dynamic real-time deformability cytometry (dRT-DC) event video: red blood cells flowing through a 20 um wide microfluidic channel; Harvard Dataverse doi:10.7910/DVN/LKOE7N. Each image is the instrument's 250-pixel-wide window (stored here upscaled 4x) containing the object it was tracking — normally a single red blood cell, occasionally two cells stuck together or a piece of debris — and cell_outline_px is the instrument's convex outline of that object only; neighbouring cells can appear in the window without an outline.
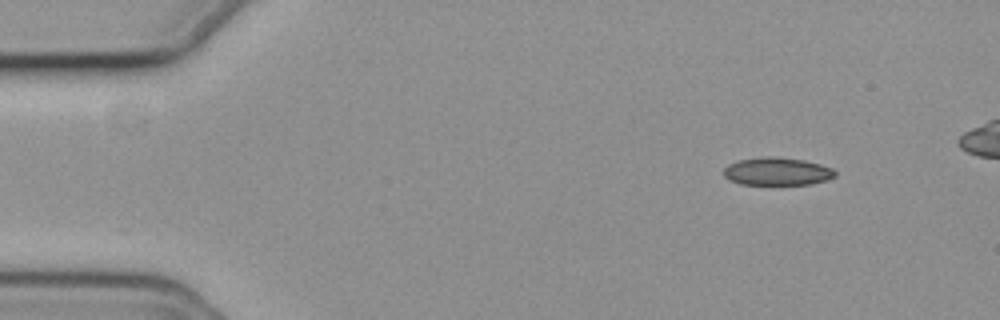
{"species": "common noctule bat (a hibernating species)", "species_latin": "Nyctalus noctula", "temperature_condition": "cold", "stored_images_in_passage": 38, "camera_frame_rate_fps": 3000, "um_per_image_px": 0.085, "animal": {"sex": "female", "body_mass_g": 19.3, "forearm_length_mm": 54.1}, "frame": {"image": 1, "passage_image": 1, "time_ms": 0.0, "image_size_px": [1000, 320], "cell_outline_px": [[836, 176], [828, 180], [812, 184], [740, 184], [728, 180], [724, 176], [724, 168], [728, 164], [740, 160], [764, 156], [776, 156], [804, 160], [820, 164], [832, 168], [836, 172]], "centroid_in_image_um": [66.07, 14.57], "position_along_channel_um": 18.9, "area_um2": 18.21}}
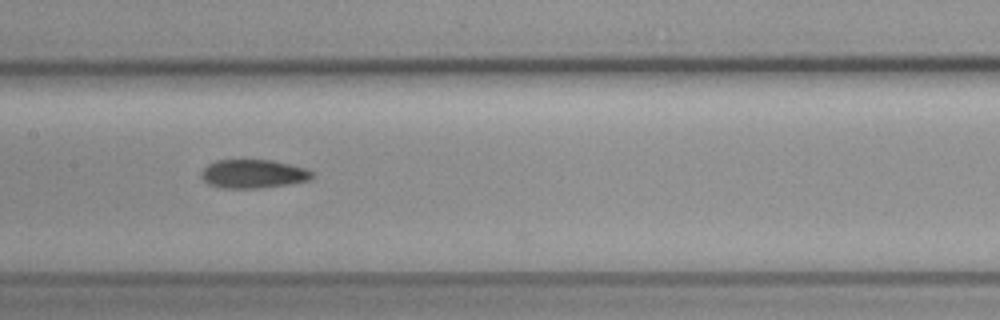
{"frame": {"image": 2, "passage_image": 22, "time_ms": 7.0, "image_size_px": [1000, 320], "cell_outline_px": [[312, 176], [308, 180], [288, 184], [260, 188], [220, 188], [208, 184], [200, 176], [200, 172], [208, 164], [216, 160], [272, 160], [304, 168], [312, 172]], "centroid_in_image_um": [21.46, 14.78], "position_along_channel_um": 185.9, "area_um2": 18.38}}
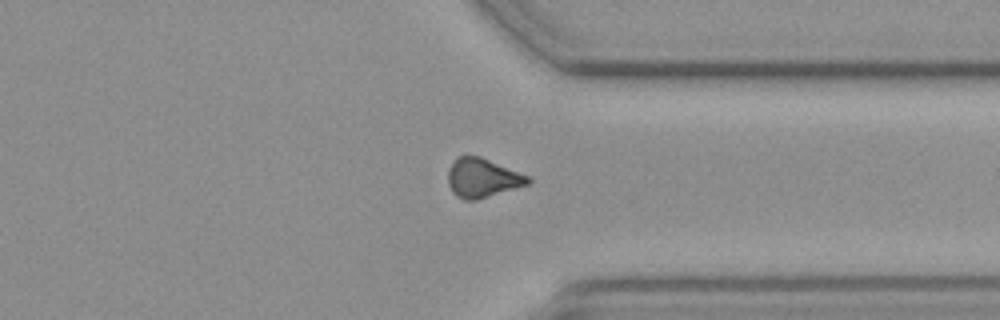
{"frame": {"image": 3, "passage_image": 37, "time_ms": 12.0, "image_size_px": [1000, 320], "cell_outline_px": [[532, 180], [528, 184], [476, 200], [464, 200], [456, 196], [452, 192], [448, 184], [448, 168], [456, 156], [480, 156], [532, 176]], "centroid_in_image_um": [41.01, 15.11], "position_along_channel_um": 370.4, "area_um2": 18.44}}